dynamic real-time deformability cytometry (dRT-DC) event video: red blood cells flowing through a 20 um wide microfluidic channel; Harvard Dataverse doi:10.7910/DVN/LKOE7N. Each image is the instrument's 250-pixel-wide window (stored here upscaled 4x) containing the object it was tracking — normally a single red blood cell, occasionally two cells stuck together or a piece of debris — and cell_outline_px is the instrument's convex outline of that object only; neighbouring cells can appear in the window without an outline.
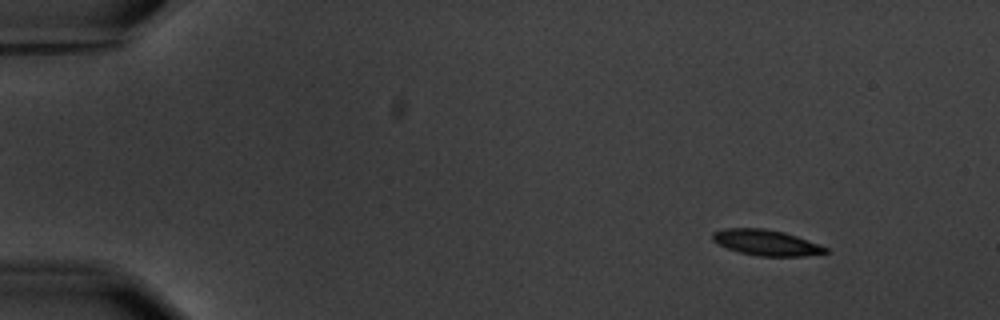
{"species": "common noctule bat (a hibernating species)", "species_latin": "Nyctalus noctula", "temperature_condition": "warm", "stored_images_in_passage": 4, "camera_frame_rate_fps": 3000, "um_per_image_px": 0.085, "animal": {"sex": "male", "body_mass_g": 20.1, "forearm_length_mm": 53.5}, "frame": {"image": 1, "passage_image": 1, "time_ms": 0.0, "image_size_px": [1000, 320], "cell_outline_px": [[828, 252], [804, 256], [760, 256], [740, 252], [728, 248], [712, 240], [712, 232], [724, 228], [764, 228], [784, 232], [796, 236], [828, 248]], "centroid_in_image_um": [65.11, 20.61], "position_along_channel_um": 19.9, "area_um2": 16.7}}
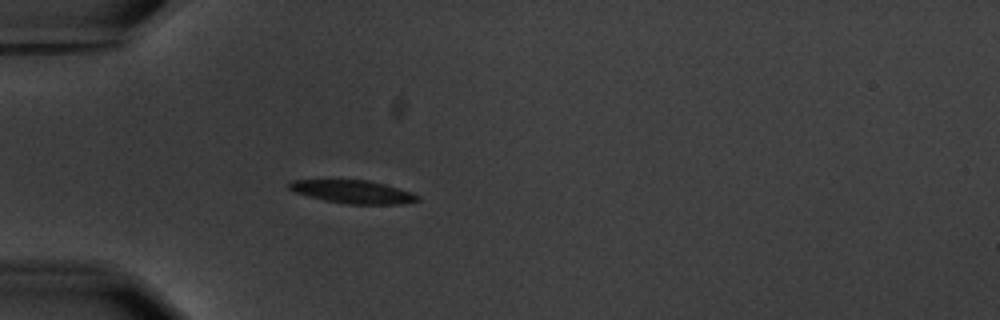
{"frame": {"image": 2, "passage_image": 4, "time_ms": 3.667, "image_size_px": [1000, 320], "cell_outline_px": [[420, 200], [404, 204], [348, 204], [324, 200], [308, 196], [296, 192], [288, 188], [288, 184], [292, 180], [368, 180], [384, 184], [412, 192], [420, 196]], "centroid_in_image_um": [30.04, 16.31], "position_along_channel_um": 55.0, "area_um2": 17.22}}